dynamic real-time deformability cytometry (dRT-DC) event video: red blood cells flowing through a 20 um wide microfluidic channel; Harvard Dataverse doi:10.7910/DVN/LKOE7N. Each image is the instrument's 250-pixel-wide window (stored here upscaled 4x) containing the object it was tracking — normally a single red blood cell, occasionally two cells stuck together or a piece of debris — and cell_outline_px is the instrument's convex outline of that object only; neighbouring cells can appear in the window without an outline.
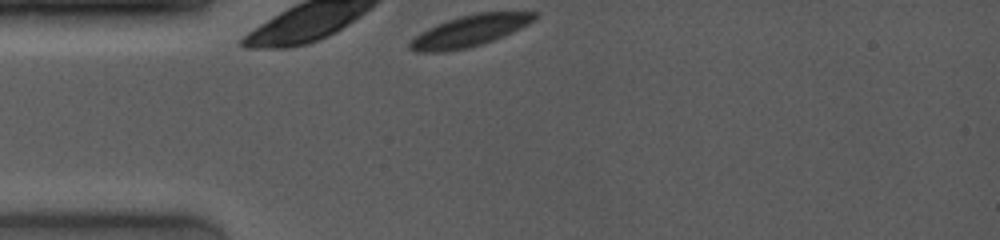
{"species": "common noctule bat (a hibernating species)", "species_latin": "Nyctalus noctula", "temperature_condition": "room temperature", "stored_images_in_passage": 4, "camera_frame_rate_fps": 4000, "um_per_image_px": 0.085, "animal": {"sex": "female", "body_mass_g": 19.0, "forearm_length_mm": 53.3}, "frame": {"image": 1, "passage_image": 1, "time_ms": 0.0, "image_size_px": [1000, 240], "cell_outline_px": [[536, 20], [504, 36], [468, 48], [444, 52], [416, 52], [408, 48], [408, 44], [420, 32], [428, 28], [448, 20], [460, 16], [480, 12], [536, 12]], "centroid_in_image_um": [39.91, 2.63], "position_along_channel_um": 45.1, "area_um2": 22.54}}